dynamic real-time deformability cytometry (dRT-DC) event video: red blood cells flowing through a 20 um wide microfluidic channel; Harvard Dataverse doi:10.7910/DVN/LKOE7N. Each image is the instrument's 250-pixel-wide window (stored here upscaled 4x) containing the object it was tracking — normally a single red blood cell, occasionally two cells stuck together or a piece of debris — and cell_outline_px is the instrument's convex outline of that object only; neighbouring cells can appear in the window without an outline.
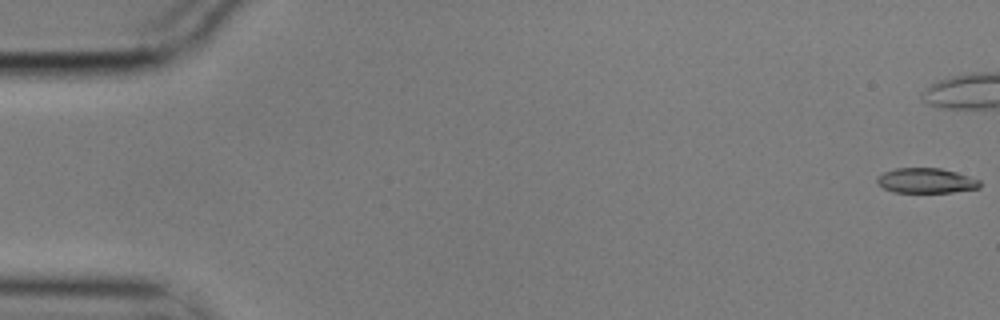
{"species": "common noctule bat (a hibernating species)", "species_latin": "Nyctalus noctula", "temperature_condition": "cold", "stored_images_in_passage": 58, "camera_frame_rate_fps": 3000, "um_per_image_px": 0.085, "animal": {"sex": "male", "body_mass_g": 17.9}, "frame": {"image": 1, "passage_image": 1, "time_ms": 0.0, "image_size_px": [1000, 320], "cell_outline_px": [[980, 188], [952, 192], [892, 192], [876, 184], [876, 180], [884, 172], [896, 168], [940, 168], [956, 172], [980, 180]], "centroid_in_image_um": [78.71, 15.36], "position_along_channel_um": 6.3, "area_um2": 14.91}}
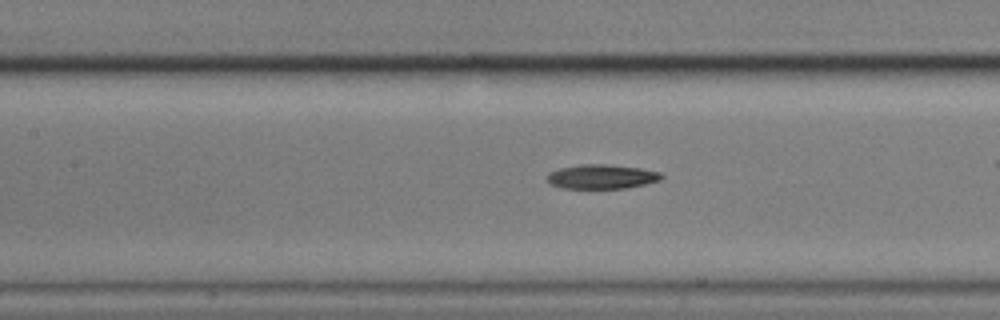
{"frame": {"image": 2, "passage_image": 26, "time_ms": 8.333, "image_size_px": [1000, 320], "cell_outline_px": [[664, 176], [660, 180], [644, 184], [624, 188], [564, 188], [552, 184], [548, 180], [548, 172], [560, 168], [580, 164], [608, 164], [640, 168], [660, 172]], "centroid_in_image_um": [51.16, 15.0], "position_along_channel_um": 156.2, "area_um2": 16.07}}
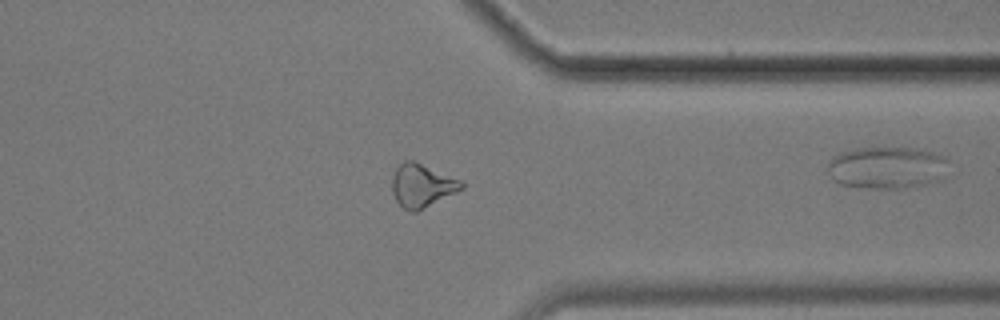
{"frame": {"image": 3, "passage_image": 45, "time_ms": 14.667, "image_size_px": [1000, 320], "cell_outline_px": [[464, 188], [416, 212], [412, 212], [404, 208], [396, 200], [392, 192], [392, 176], [396, 168], [404, 160], [412, 160], [464, 180]], "centroid_in_image_um": [35.88, 15.76], "position_along_channel_um": 375.5, "area_um2": 17.51}}